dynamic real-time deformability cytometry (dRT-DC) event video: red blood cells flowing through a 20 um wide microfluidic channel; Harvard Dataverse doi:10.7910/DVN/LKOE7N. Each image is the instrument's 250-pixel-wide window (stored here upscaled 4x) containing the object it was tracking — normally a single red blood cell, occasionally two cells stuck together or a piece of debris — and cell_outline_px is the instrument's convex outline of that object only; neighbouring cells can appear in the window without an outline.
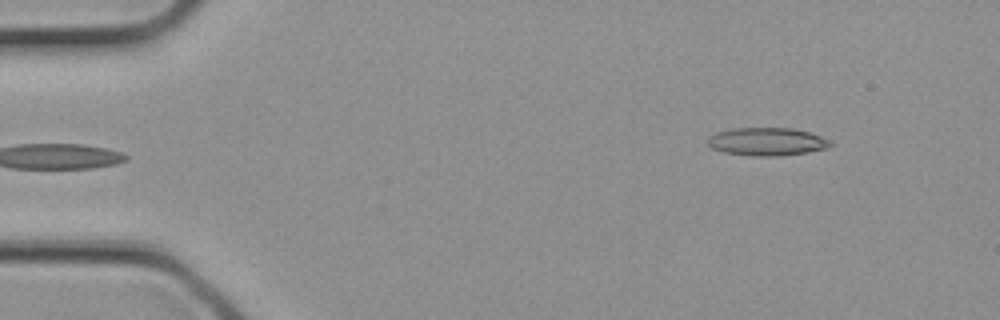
{"species": "common noctule bat (a hibernating species)", "species_latin": "Nyctalus noctula", "temperature_condition": "cold", "stored_images_in_passage": 3, "segment_of_instrument_passage": [1, 2], "camera_frame_rate_fps": 3000, "um_per_image_px": 0.085, "animal": {"sex": "female", "body_mass_g": 21.9}, "frame": {"image": 1, "passage_image": 1, "time_ms": 0.0, "image_size_px": [1000, 320], "cell_outline_px": [[832, 144], [828, 148], [808, 152], [776, 156], [752, 156], [724, 152], [712, 148], [708, 144], [708, 136], [716, 132], [732, 128], [792, 128], [808, 132], [820, 136], [828, 140]], "centroid_in_image_um": [65.16, 12.04], "position_along_channel_um": 19.8, "area_um2": 19.94}}